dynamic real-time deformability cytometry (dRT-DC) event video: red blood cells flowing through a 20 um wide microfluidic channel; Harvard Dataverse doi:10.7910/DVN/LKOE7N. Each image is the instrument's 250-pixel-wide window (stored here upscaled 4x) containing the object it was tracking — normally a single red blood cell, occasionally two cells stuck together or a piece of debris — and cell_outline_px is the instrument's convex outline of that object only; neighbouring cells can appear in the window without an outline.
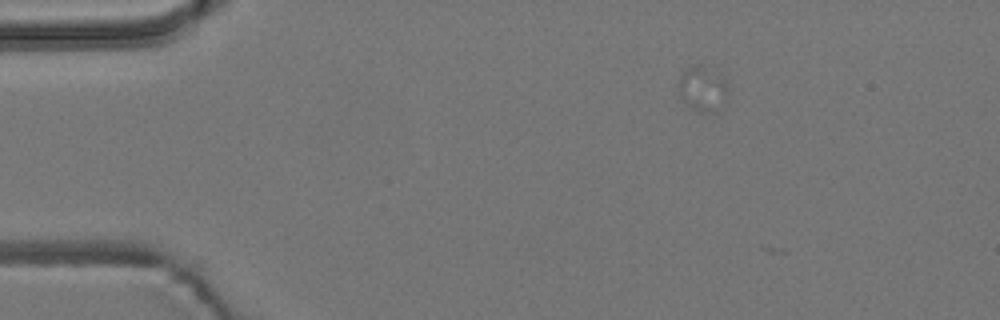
{"species": "common noctule bat (a hibernating species)", "species_latin": "Nyctalus noctula", "temperature_condition": "room temperature", "stored_images_in_passage": 4, "camera_frame_rate_fps": 3000, "um_per_image_px": 0.085, "animal": {"sex": "male", "body_mass_g": 19.2, "forearm_length_mm": 51.8}, "frame": {"image": 1, "passage_image": 3, "time_ms": 0.667, "image_size_px": [1000, 320], "cell_outline_px": [[728, 92], [716, 112], [700, 112], [684, 104], [680, 100], [676, 84], [680, 72], [696, 64], [700, 64], [724, 76], [728, 80]], "centroid_in_image_um": [59.67, 7.52], "position_along_channel_um": 25.3, "area_um2": 13.53}}